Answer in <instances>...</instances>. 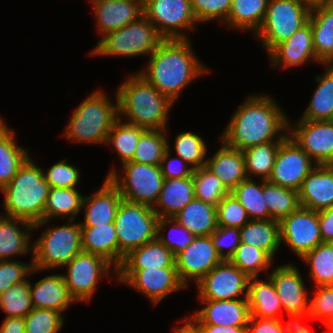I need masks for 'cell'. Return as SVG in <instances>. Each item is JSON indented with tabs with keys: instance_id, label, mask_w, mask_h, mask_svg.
I'll return each instance as SVG.
<instances>
[{
	"instance_id": "23",
	"label": "cell",
	"mask_w": 333,
	"mask_h": 333,
	"mask_svg": "<svg viewBox=\"0 0 333 333\" xmlns=\"http://www.w3.org/2000/svg\"><path fill=\"white\" fill-rule=\"evenodd\" d=\"M122 196L118 188L106 177L101 187L92 195L84 196V220L80 227H96L114 223Z\"/></svg>"
},
{
	"instance_id": "6",
	"label": "cell",
	"mask_w": 333,
	"mask_h": 333,
	"mask_svg": "<svg viewBox=\"0 0 333 333\" xmlns=\"http://www.w3.org/2000/svg\"><path fill=\"white\" fill-rule=\"evenodd\" d=\"M163 40L156 27L143 15L137 21L104 35L89 55L104 58L150 56Z\"/></svg>"
},
{
	"instance_id": "35",
	"label": "cell",
	"mask_w": 333,
	"mask_h": 333,
	"mask_svg": "<svg viewBox=\"0 0 333 333\" xmlns=\"http://www.w3.org/2000/svg\"><path fill=\"white\" fill-rule=\"evenodd\" d=\"M173 218L194 236H210L218 227L216 206L196 198Z\"/></svg>"
},
{
	"instance_id": "27",
	"label": "cell",
	"mask_w": 333,
	"mask_h": 333,
	"mask_svg": "<svg viewBox=\"0 0 333 333\" xmlns=\"http://www.w3.org/2000/svg\"><path fill=\"white\" fill-rule=\"evenodd\" d=\"M220 141L221 147L209 159L207 158L205 167L231 192L240 182L248 178L245 158L242 150L229 147Z\"/></svg>"
},
{
	"instance_id": "3",
	"label": "cell",
	"mask_w": 333,
	"mask_h": 333,
	"mask_svg": "<svg viewBox=\"0 0 333 333\" xmlns=\"http://www.w3.org/2000/svg\"><path fill=\"white\" fill-rule=\"evenodd\" d=\"M118 118L149 130H167L174 102L140 74H129L115 92Z\"/></svg>"
},
{
	"instance_id": "53",
	"label": "cell",
	"mask_w": 333,
	"mask_h": 333,
	"mask_svg": "<svg viewBox=\"0 0 333 333\" xmlns=\"http://www.w3.org/2000/svg\"><path fill=\"white\" fill-rule=\"evenodd\" d=\"M43 271L33 266V257L30 263L17 260L0 261V295L12 285L27 280L28 276Z\"/></svg>"
},
{
	"instance_id": "9",
	"label": "cell",
	"mask_w": 333,
	"mask_h": 333,
	"mask_svg": "<svg viewBox=\"0 0 333 333\" xmlns=\"http://www.w3.org/2000/svg\"><path fill=\"white\" fill-rule=\"evenodd\" d=\"M121 166L123 168L121 173L114 166L106 177L118 188L122 198L129 202L154 207L164 181L160 165L129 161Z\"/></svg>"
},
{
	"instance_id": "47",
	"label": "cell",
	"mask_w": 333,
	"mask_h": 333,
	"mask_svg": "<svg viewBox=\"0 0 333 333\" xmlns=\"http://www.w3.org/2000/svg\"><path fill=\"white\" fill-rule=\"evenodd\" d=\"M176 156L181 157L193 169L206 166L207 146L200 135L184 131L175 136L174 147Z\"/></svg>"
},
{
	"instance_id": "33",
	"label": "cell",
	"mask_w": 333,
	"mask_h": 333,
	"mask_svg": "<svg viewBox=\"0 0 333 333\" xmlns=\"http://www.w3.org/2000/svg\"><path fill=\"white\" fill-rule=\"evenodd\" d=\"M250 277L248 281V304L250 316L268 319H279L283 311L272 280Z\"/></svg>"
},
{
	"instance_id": "55",
	"label": "cell",
	"mask_w": 333,
	"mask_h": 333,
	"mask_svg": "<svg viewBox=\"0 0 333 333\" xmlns=\"http://www.w3.org/2000/svg\"><path fill=\"white\" fill-rule=\"evenodd\" d=\"M314 297L309 302L311 319H319L324 327L333 321V285L315 287Z\"/></svg>"
},
{
	"instance_id": "58",
	"label": "cell",
	"mask_w": 333,
	"mask_h": 333,
	"mask_svg": "<svg viewBox=\"0 0 333 333\" xmlns=\"http://www.w3.org/2000/svg\"><path fill=\"white\" fill-rule=\"evenodd\" d=\"M247 333H284L281 330L279 319H268L250 316Z\"/></svg>"
},
{
	"instance_id": "17",
	"label": "cell",
	"mask_w": 333,
	"mask_h": 333,
	"mask_svg": "<svg viewBox=\"0 0 333 333\" xmlns=\"http://www.w3.org/2000/svg\"><path fill=\"white\" fill-rule=\"evenodd\" d=\"M316 165L309 155L288 136L280 144L268 181L299 191L303 180Z\"/></svg>"
},
{
	"instance_id": "18",
	"label": "cell",
	"mask_w": 333,
	"mask_h": 333,
	"mask_svg": "<svg viewBox=\"0 0 333 333\" xmlns=\"http://www.w3.org/2000/svg\"><path fill=\"white\" fill-rule=\"evenodd\" d=\"M223 260L218 255L210 236H195L184 250L175 256V265L181 282L187 287L198 283Z\"/></svg>"
},
{
	"instance_id": "34",
	"label": "cell",
	"mask_w": 333,
	"mask_h": 333,
	"mask_svg": "<svg viewBox=\"0 0 333 333\" xmlns=\"http://www.w3.org/2000/svg\"><path fill=\"white\" fill-rule=\"evenodd\" d=\"M176 268L175 256L158 239L132 249L118 269Z\"/></svg>"
},
{
	"instance_id": "22",
	"label": "cell",
	"mask_w": 333,
	"mask_h": 333,
	"mask_svg": "<svg viewBox=\"0 0 333 333\" xmlns=\"http://www.w3.org/2000/svg\"><path fill=\"white\" fill-rule=\"evenodd\" d=\"M93 5L98 32L102 37L144 15L141 0H90Z\"/></svg>"
},
{
	"instance_id": "20",
	"label": "cell",
	"mask_w": 333,
	"mask_h": 333,
	"mask_svg": "<svg viewBox=\"0 0 333 333\" xmlns=\"http://www.w3.org/2000/svg\"><path fill=\"white\" fill-rule=\"evenodd\" d=\"M202 306L187 320L191 324H212L219 326H247L250 310L248 299L199 300Z\"/></svg>"
},
{
	"instance_id": "64",
	"label": "cell",
	"mask_w": 333,
	"mask_h": 333,
	"mask_svg": "<svg viewBox=\"0 0 333 333\" xmlns=\"http://www.w3.org/2000/svg\"><path fill=\"white\" fill-rule=\"evenodd\" d=\"M299 1L307 5L310 9L316 6L333 2V0H299Z\"/></svg>"
},
{
	"instance_id": "65",
	"label": "cell",
	"mask_w": 333,
	"mask_h": 333,
	"mask_svg": "<svg viewBox=\"0 0 333 333\" xmlns=\"http://www.w3.org/2000/svg\"><path fill=\"white\" fill-rule=\"evenodd\" d=\"M327 333H333V321H331L327 326Z\"/></svg>"
},
{
	"instance_id": "5",
	"label": "cell",
	"mask_w": 333,
	"mask_h": 333,
	"mask_svg": "<svg viewBox=\"0 0 333 333\" xmlns=\"http://www.w3.org/2000/svg\"><path fill=\"white\" fill-rule=\"evenodd\" d=\"M117 119V98L113 102L106 91L98 88L76 107L64 128L63 137L79 144L104 145Z\"/></svg>"
},
{
	"instance_id": "44",
	"label": "cell",
	"mask_w": 333,
	"mask_h": 333,
	"mask_svg": "<svg viewBox=\"0 0 333 333\" xmlns=\"http://www.w3.org/2000/svg\"><path fill=\"white\" fill-rule=\"evenodd\" d=\"M167 130L146 129L140 136L132 162L160 165L167 150Z\"/></svg>"
},
{
	"instance_id": "19",
	"label": "cell",
	"mask_w": 333,
	"mask_h": 333,
	"mask_svg": "<svg viewBox=\"0 0 333 333\" xmlns=\"http://www.w3.org/2000/svg\"><path fill=\"white\" fill-rule=\"evenodd\" d=\"M293 264L290 262L277 266L268 275L286 315L309 312V293L301 272Z\"/></svg>"
},
{
	"instance_id": "62",
	"label": "cell",
	"mask_w": 333,
	"mask_h": 333,
	"mask_svg": "<svg viewBox=\"0 0 333 333\" xmlns=\"http://www.w3.org/2000/svg\"><path fill=\"white\" fill-rule=\"evenodd\" d=\"M0 333H25L23 317H5L0 326Z\"/></svg>"
},
{
	"instance_id": "31",
	"label": "cell",
	"mask_w": 333,
	"mask_h": 333,
	"mask_svg": "<svg viewBox=\"0 0 333 333\" xmlns=\"http://www.w3.org/2000/svg\"><path fill=\"white\" fill-rule=\"evenodd\" d=\"M82 251L99 255L119 268V246L114 223L81 227Z\"/></svg>"
},
{
	"instance_id": "11",
	"label": "cell",
	"mask_w": 333,
	"mask_h": 333,
	"mask_svg": "<svg viewBox=\"0 0 333 333\" xmlns=\"http://www.w3.org/2000/svg\"><path fill=\"white\" fill-rule=\"evenodd\" d=\"M64 267L66 273L62 275L71 296L76 302H91L96 294L97 284L102 278L117 275V269L105 258L87 252H80Z\"/></svg>"
},
{
	"instance_id": "8",
	"label": "cell",
	"mask_w": 333,
	"mask_h": 333,
	"mask_svg": "<svg viewBox=\"0 0 333 333\" xmlns=\"http://www.w3.org/2000/svg\"><path fill=\"white\" fill-rule=\"evenodd\" d=\"M158 219L153 207L122 199L114 220L119 267L132 249L157 239Z\"/></svg>"
},
{
	"instance_id": "4",
	"label": "cell",
	"mask_w": 333,
	"mask_h": 333,
	"mask_svg": "<svg viewBox=\"0 0 333 333\" xmlns=\"http://www.w3.org/2000/svg\"><path fill=\"white\" fill-rule=\"evenodd\" d=\"M42 168L29 156L11 182L0 192L4 195L2 215L23 219L32 224L44 221L50 191Z\"/></svg>"
},
{
	"instance_id": "61",
	"label": "cell",
	"mask_w": 333,
	"mask_h": 333,
	"mask_svg": "<svg viewBox=\"0 0 333 333\" xmlns=\"http://www.w3.org/2000/svg\"><path fill=\"white\" fill-rule=\"evenodd\" d=\"M199 333H247V326H219L212 324H192Z\"/></svg>"
},
{
	"instance_id": "59",
	"label": "cell",
	"mask_w": 333,
	"mask_h": 333,
	"mask_svg": "<svg viewBox=\"0 0 333 333\" xmlns=\"http://www.w3.org/2000/svg\"><path fill=\"white\" fill-rule=\"evenodd\" d=\"M290 318V322H288L286 325H284L282 318H279V324L281 327V330L284 333H311L310 328L302 325L300 322L304 319H309L310 314L309 312L301 313V314H287Z\"/></svg>"
},
{
	"instance_id": "25",
	"label": "cell",
	"mask_w": 333,
	"mask_h": 333,
	"mask_svg": "<svg viewBox=\"0 0 333 333\" xmlns=\"http://www.w3.org/2000/svg\"><path fill=\"white\" fill-rule=\"evenodd\" d=\"M33 228L34 224L28 221L1 214L0 261L15 260L13 258L26 255L27 252L33 256V241L30 240L32 231H35Z\"/></svg>"
},
{
	"instance_id": "37",
	"label": "cell",
	"mask_w": 333,
	"mask_h": 333,
	"mask_svg": "<svg viewBox=\"0 0 333 333\" xmlns=\"http://www.w3.org/2000/svg\"><path fill=\"white\" fill-rule=\"evenodd\" d=\"M323 67L326 70L323 74L316 75L317 87L301 119L333 120V64H324Z\"/></svg>"
},
{
	"instance_id": "40",
	"label": "cell",
	"mask_w": 333,
	"mask_h": 333,
	"mask_svg": "<svg viewBox=\"0 0 333 333\" xmlns=\"http://www.w3.org/2000/svg\"><path fill=\"white\" fill-rule=\"evenodd\" d=\"M145 128L117 119L110 130L106 145H111L119 156L121 165L133 160L136 146Z\"/></svg>"
},
{
	"instance_id": "29",
	"label": "cell",
	"mask_w": 333,
	"mask_h": 333,
	"mask_svg": "<svg viewBox=\"0 0 333 333\" xmlns=\"http://www.w3.org/2000/svg\"><path fill=\"white\" fill-rule=\"evenodd\" d=\"M194 198L192 176L189 178L164 179L158 201L153 210L159 218H172Z\"/></svg>"
},
{
	"instance_id": "7",
	"label": "cell",
	"mask_w": 333,
	"mask_h": 333,
	"mask_svg": "<svg viewBox=\"0 0 333 333\" xmlns=\"http://www.w3.org/2000/svg\"><path fill=\"white\" fill-rule=\"evenodd\" d=\"M80 252V221L68 220V224L48 226L33 242V266L45 271L64 268Z\"/></svg>"
},
{
	"instance_id": "16",
	"label": "cell",
	"mask_w": 333,
	"mask_h": 333,
	"mask_svg": "<svg viewBox=\"0 0 333 333\" xmlns=\"http://www.w3.org/2000/svg\"><path fill=\"white\" fill-rule=\"evenodd\" d=\"M288 135L317 165H333V120L289 121Z\"/></svg>"
},
{
	"instance_id": "41",
	"label": "cell",
	"mask_w": 333,
	"mask_h": 333,
	"mask_svg": "<svg viewBox=\"0 0 333 333\" xmlns=\"http://www.w3.org/2000/svg\"><path fill=\"white\" fill-rule=\"evenodd\" d=\"M262 194L272 219L280 221L299 206L298 191L262 180Z\"/></svg>"
},
{
	"instance_id": "52",
	"label": "cell",
	"mask_w": 333,
	"mask_h": 333,
	"mask_svg": "<svg viewBox=\"0 0 333 333\" xmlns=\"http://www.w3.org/2000/svg\"><path fill=\"white\" fill-rule=\"evenodd\" d=\"M45 181L51 188H77L80 170L71 165L66 158L54 163L47 171L42 168Z\"/></svg>"
},
{
	"instance_id": "54",
	"label": "cell",
	"mask_w": 333,
	"mask_h": 333,
	"mask_svg": "<svg viewBox=\"0 0 333 333\" xmlns=\"http://www.w3.org/2000/svg\"><path fill=\"white\" fill-rule=\"evenodd\" d=\"M232 0H191V7L198 25L212 20L225 23L230 12Z\"/></svg>"
},
{
	"instance_id": "45",
	"label": "cell",
	"mask_w": 333,
	"mask_h": 333,
	"mask_svg": "<svg viewBox=\"0 0 333 333\" xmlns=\"http://www.w3.org/2000/svg\"><path fill=\"white\" fill-rule=\"evenodd\" d=\"M195 198L217 206L230 193L221 180L208 168L200 167L192 173Z\"/></svg>"
},
{
	"instance_id": "57",
	"label": "cell",
	"mask_w": 333,
	"mask_h": 333,
	"mask_svg": "<svg viewBox=\"0 0 333 333\" xmlns=\"http://www.w3.org/2000/svg\"><path fill=\"white\" fill-rule=\"evenodd\" d=\"M171 151L167 137V150L164 152L160 163L164 179L191 177L194 169L179 156L171 158Z\"/></svg>"
},
{
	"instance_id": "24",
	"label": "cell",
	"mask_w": 333,
	"mask_h": 333,
	"mask_svg": "<svg viewBox=\"0 0 333 333\" xmlns=\"http://www.w3.org/2000/svg\"><path fill=\"white\" fill-rule=\"evenodd\" d=\"M300 206L316 212L333 207V165H316L298 191Z\"/></svg>"
},
{
	"instance_id": "1",
	"label": "cell",
	"mask_w": 333,
	"mask_h": 333,
	"mask_svg": "<svg viewBox=\"0 0 333 333\" xmlns=\"http://www.w3.org/2000/svg\"><path fill=\"white\" fill-rule=\"evenodd\" d=\"M241 104L219 137L227 146L243 151L270 141H284L289 136V119L271 95H249Z\"/></svg>"
},
{
	"instance_id": "56",
	"label": "cell",
	"mask_w": 333,
	"mask_h": 333,
	"mask_svg": "<svg viewBox=\"0 0 333 333\" xmlns=\"http://www.w3.org/2000/svg\"><path fill=\"white\" fill-rule=\"evenodd\" d=\"M222 260H230L240 245V228L218 226L210 235Z\"/></svg>"
},
{
	"instance_id": "26",
	"label": "cell",
	"mask_w": 333,
	"mask_h": 333,
	"mask_svg": "<svg viewBox=\"0 0 333 333\" xmlns=\"http://www.w3.org/2000/svg\"><path fill=\"white\" fill-rule=\"evenodd\" d=\"M30 296L33 308L53 309L62 314L76 303L61 273L45 276L34 285L30 283Z\"/></svg>"
},
{
	"instance_id": "50",
	"label": "cell",
	"mask_w": 333,
	"mask_h": 333,
	"mask_svg": "<svg viewBox=\"0 0 333 333\" xmlns=\"http://www.w3.org/2000/svg\"><path fill=\"white\" fill-rule=\"evenodd\" d=\"M172 225L168 232V236L164 235L163 229ZM194 235L188 231L184 226L180 225L173 217L172 218H159L157 223V239L165 245L174 256L180 253L188 246L194 239Z\"/></svg>"
},
{
	"instance_id": "49",
	"label": "cell",
	"mask_w": 333,
	"mask_h": 333,
	"mask_svg": "<svg viewBox=\"0 0 333 333\" xmlns=\"http://www.w3.org/2000/svg\"><path fill=\"white\" fill-rule=\"evenodd\" d=\"M25 333H59L64 327L62 313L53 309L33 308L25 317Z\"/></svg>"
},
{
	"instance_id": "36",
	"label": "cell",
	"mask_w": 333,
	"mask_h": 333,
	"mask_svg": "<svg viewBox=\"0 0 333 333\" xmlns=\"http://www.w3.org/2000/svg\"><path fill=\"white\" fill-rule=\"evenodd\" d=\"M241 243L264 250L272 259L281 246L279 221L250 220L240 228Z\"/></svg>"
},
{
	"instance_id": "32",
	"label": "cell",
	"mask_w": 333,
	"mask_h": 333,
	"mask_svg": "<svg viewBox=\"0 0 333 333\" xmlns=\"http://www.w3.org/2000/svg\"><path fill=\"white\" fill-rule=\"evenodd\" d=\"M83 199L84 195L78 188H50L45 204L44 221L34 224L33 229L46 226L55 218L75 220L83 210Z\"/></svg>"
},
{
	"instance_id": "51",
	"label": "cell",
	"mask_w": 333,
	"mask_h": 333,
	"mask_svg": "<svg viewBox=\"0 0 333 333\" xmlns=\"http://www.w3.org/2000/svg\"><path fill=\"white\" fill-rule=\"evenodd\" d=\"M217 224L221 227L242 228L250 218L244 206L230 192L216 206Z\"/></svg>"
},
{
	"instance_id": "14",
	"label": "cell",
	"mask_w": 333,
	"mask_h": 333,
	"mask_svg": "<svg viewBox=\"0 0 333 333\" xmlns=\"http://www.w3.org/2000/svg\"><path fill=\"white\" fill-rule=\"evenodd\" d=\"M249 277L223 260L196 283L198 300L247 299ZM241 295L244 297H241Z\"/></svg>"
},
{
	"instance_id": "43",
	"label": "cell",
	"mask_w": 333,
	"mask_h": 333,
	"mask_svg": "<svg viewBox=\"0 0 333 333\" xmlns=\"http://www.w3.org/2000/svg\"><path fill=\"white\" fill-rule=\"evenodd\" d=\"M247 178L240 182L231 193L246 209L250 220L272 219L262 194V179L259 182Z\"/></svg>"
},
{
	"instance_id": "38",
	"label": "cell",
	"mask_w": 333,
	"mask_h": 333,
	"mask_svg": "<svg viewBox=\"0 0 333 333\" xmlns=\"http://www.w3.org/2000/svg\"><path fill=\"white\" fill-rule=\"evenodd\" d=\"M269 0H232L225 26L232 30H251L254 34L261 27Z\"/></svg>"
},
{
	"instance_id": "28",
	"label": "cell",
	"mask_w": 333,
	"mask_h": 333,
	"mask_svg": "<svg viewBox=\"0 0 333 333\" xmlns=\"http://www.w3.org/2000/svg\"><path fill=\"white\" fill-rule=\"evenodd\" d=\"M308 21L316 58L323 65L333 64V2L311 8Z\"/></svg>"
},
{
	"instance_id": "10",
	"label": "cell",
	"mask_w": 333,
	"mask_h": 333,
	"mask_svg": "<svg viewBox=\"0 0 333 333\" xmlns=\"http://www.w3.org/2000/svg\"><path fill=\"white\" fill-rule=\"evenodd\" d=\"M310 8L299 0H269L261 27L254 34L268 55L307 21Z\"/></svg>"
},
{
	"instance_id": "46",
	"label": "cell",
	"mask_w": 333,
	"mask_h": 333,
	"mask_svg": "<svg viewBox=\"0 0 333 333\" xmlns=\"http://www.w3.org/2000/svg\"><path fill=\"white\" fill-rule=\"evenodd\" d=\"M229 261L249 278L258 277L259 273L268 271L273 263V259L264 250L244 243H240Z\"/></svg>"
},
{
	"instance_id": "60",
	"label": "cell",
	"mask_w": 333,
	"mask_h": 333,
	"mask_svg": "<svg viewBox=\"0 0 333 333\" xmlns=\"http://www.w3.org/2000/svg\"><path fill=\"white\" fill-rule=\"evenodd\" d=\"M320 233L323 242H333V207L318 212Z\"/></svg>"
},
{
	"instance_id": "13",
	"label": "cell",
	"mask_w": 333,
	"mask_h": 333,
	"mask_svg": "<svg viewBox=\"0 0 333 333\" xmlns=\"http://www.w3.org/2000/svg\"><path fill=\"white\" fill-rule=\"evenodd\" d=\"M119 283L129 285L157 305L174 292L185 289L176 268L117 269Z\"/></svg>"
},
{
	"instance_id": "12",
	"label": "cell",
	"mask_w": 333,
	"mask_h": 333,
	"mask_svg": "<svg viewBox=\"0 0 333 333\" xmlns=\"http://www.w3.org/2000/svg\"><path fill=\"white\" fill-rule=\"evenodd\" d=\"M143 11L163 39H189L198 26L191 0H145Z\"/></svg>"
},
{
	"instance_id": "30",
	"label": "cell",
	"mask_w": 333,
	"mask_h": 333,
	"mask_svg": "<svg viewBox=\"0 0 333 333\" xmlns=\"http://www.w3.org/2000/svg\"><path fill=\"white\" fill-rule=\"evenodd\" d=\"M14 130L0 117V191L11 182L20 166L31 156L29 148L18 145Z\"/></svg>"
},
{
	"instance_id": "21",
	"label": "cell",
	"mask_w": 333,
	"mask_h": 333,
	"mask_svg": "<svg viewBox=\"0 0 333 333\" xmlns=\"http://www.w3.org/2000/svg\"><path fill=\"white\" fill-rule=\"evenodd\" d=\"M272 68H294L310 63L319 62L313 46V34L310 22L307 21L290 38L278 44L269 54Z\"/></svg>"
},
{
	"instance_id": "2",
	"label": "cell",
	"mask_w": 333,
	"mask_h": 333,
	"mask_svg": "<svg viewBox=\"0 0 333 333\" xmlns=\"http://www.w3.org/2000/svg\"><path fill=\"white\" fill-rule=\"evenodd\" d=\"M189 39H164L140 74L174 103L192 81L211 73L195 55Z\"/></svg>"
},
{
	"instance_id": "39",
	"label": "cell",
	"mask_w": 333,
	"mask_h": 333,
	"mask_svg": "<svg viewBox=\"0 0 333 333\" xmlns=\"http://www.w3.org/2000/svg\"><path fill=\"white\" fill-rule=\"evenodd\" d=\"M283 141H270L243 150L248 178L268 180L272 174L277 151Z\"/></svg>"
},
{
	"instance_id": "42",
	"label": "cell",
	"mask_w": 333,
	"mask_h": 333,
	"mask_svg": "<svg viewBox=\"0 0 333 333\" xmlns=\"http://www.w3.org/2000/svg\"><path fill=\"white\" fill-rule=\"evenodd\" d=\"M301 261L308 265L309 277L316 287L333 285V243L322 242L306 253Z\"/></svg>"
},
{
	"instance_id": "48",
	"label": "cell",
	"mask_w": 333,
	"mask_h": 333,
	"mask_svg": "<svg viewBox=\"0 0 333 333\" xmlns=\"http://www.w3.org/2000/svg\"><path fill=\"white\" fill-rule=\"evenodd\" d=\"M29 277L7 288L0 295V310L6 317H25L32 309Z\"/></svg>"
},
{
	"instance_id": "63",
	"label": "cell",
	"mask_w": 333,
	"mask_h": 333,
	"mask_svg": "<svg viewBox=\"0 0 333 333\" xmlns=\"http://www.w3.org/2000/svg\"><path fill=\"white\" fill-rule=\"evenodd\" d=\"M184 322V325L175 326L174 333H199V331L186 319L180 320Z\"/></svg>"
},
{
	"instance_id": "15",
	"label": "cell",
	"mask_w": 333,
	"mask_h": 333,
	"mask_svg": "<svg viewBox=\"0 0 333 333\" xmlns=\"http://www.w3.org/2000/svg\"><path fill=\"white\" fill-rule=\"evenodd\" d=\"M280 241L301 259L306 253L321 244L318 212L299 206L294 212L282 218Z\"/></svg>"
}]
</instances>
